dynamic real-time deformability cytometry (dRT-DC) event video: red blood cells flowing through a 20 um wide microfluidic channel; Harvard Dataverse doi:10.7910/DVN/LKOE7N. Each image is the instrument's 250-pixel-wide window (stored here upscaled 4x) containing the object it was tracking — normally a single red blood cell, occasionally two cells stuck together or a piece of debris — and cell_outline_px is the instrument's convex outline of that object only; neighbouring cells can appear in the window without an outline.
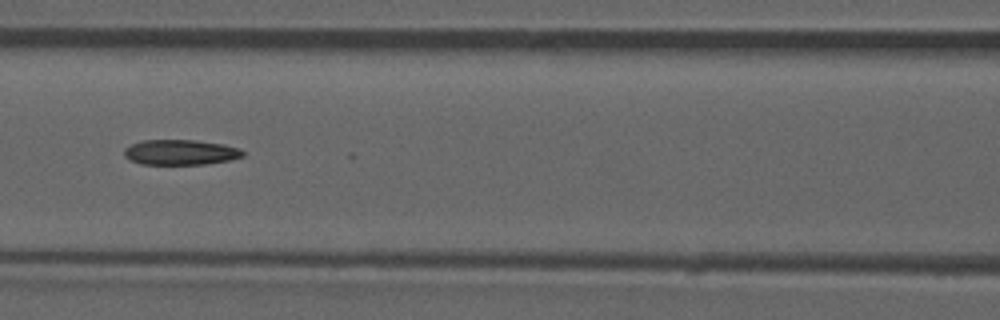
{"species": "common noctule bat (a hibernating species)", "species_latin": "Nyctalus noctula", "temperature_condition": "room temperature", "stored_images_in_passage": 52, "camera_frame_rate_fps": 3000, "um_per_image_px": 0.085, "animal": {"sex": "male", "forearm_length_mm": 52.5}, "frame": {"image": 1, "passage_image": 23, "time_ms": 7.333, "image_size_px": [1000, 320], "cell_outline_px": [[244, 156], [228, 160], [204, 164], [140, 164], [124, 156], [124, 148], [140, 140], [196, 140], [224, 144], [240, 148], [244, 152]], "centroid_in_image_um": [15.34, 12.93], "position_along_channel_um": 151.3, "area_um2": 17.46}}